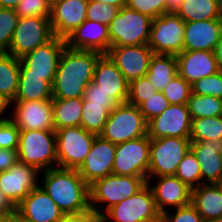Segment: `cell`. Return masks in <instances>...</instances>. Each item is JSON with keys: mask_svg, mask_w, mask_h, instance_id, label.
Returning a JSON list of instances; mask_svg holds the SVG:
<instances>
[{"mask_svg": "<svg viewBox=\"0 0 222 222\" xmlns=\"http://www.w3.org/2000/svg\"><path fill=\"white\" fill-rule=\"evenodd\" d=\"M103 54L96 51L64 48L52 84L53 98H83L93 81L95 66Z\"/></svg>", "mask_w": 222, "mask_h": 222, "instance_id": "1", "label": "cell"}, {"mask_svg": "<svg viewBox=\"0 0 222 222\" xmlns=\"http://www.w3.org/2000/svg\"><path fill=\"white\" fill-rule=\"evenodd\" d=\"M41 187L64 215L91 212L89 185L78 170L55 167L45 170Z\"/></svg>", "mask_w": 222, "mask_h": 222, "instance_id": "2", "label": "cell"}, {"mask_svg": "<svg viewBox=\"0 0 222 222\" xmlns=\"http://www.w3.org/2000/svg\"><path fill=\"white\" fill-rule=\"evenodd\" d=\"M147 180L144 177L109 174L89 185L90 209L95 215H103L109 208L137 193ZM99 204H106L101 212Z\"/></svg>", "mask_w": 222, "mask_h": 222, "instance_id": "3", "label": "cell"}, {"mask_svg": "<svg viewBox=\"0 0 222 222\" xmlns=\"http://www.w3.org/2000/svg\"><path fill=\"white\" fill-rule=\"evenodd\" d=\"M19 162L40 171L57 167L55 130H20Z\"/></svg>", "mask_w": 222, "mask_h": 222, "instance_id": "4", "label": "cell"}, {"mask_svg": "<svg viewBox=\"0 0 222 222\" xmlns=\"http://www.w3.org/2000/svg\"><path fill=\"white\" fill-rule=\"evenodd\" d=\"M99 135L113 144H120L146 136L147 122L139 107L128 102L120 103L109 113Z\"/></svg>", "mask_w": 222, "mask_h": 222, "instance_id": "5", "label": "cell"}, {"mask_svg": "<svg viewBox=\"0 0 222 222\" xmlns=\"http://www.w3.org/2000/svg\"><path fill=\"white\" fill-rule=\"evenodd\" d=\"M152 18L127 6L119 9L108 26L110 47L148 44Z\"/></svg>", "mask_w": 222, "mask_h": 222, "instance_id": "6", "label": "cell"}, {"mask_svg": "<svg viewBox=\"0 0 222 222\" xmlns=\"http://www.w3.org/2000/svg\"><path fill=\"white\" fill-rule=\"evenodd\" d=\"M55 134L57 167L78 170L97 135L86 131L82 126L60 128Z\"/></svg>", "mask_w": 222, "mask_h": 222, "instance_id": "7", "label": "cell"}, {"mask_svg": "<svg viewBox=\"0 0 222 222\" xmlns=\"http://www.w3.org/2000/svg\"><path fill=\"white\" fill-rule=\"evenodd\" d=\"M191 149L190 138H150L149 178L175 175L178 165Z\"/></svg>", "mask_w": 222, "mask_h": 222, "instance_id": "8", "label": "cell"}, {"mask_svg": "<svg viewBox=\"0 0 222 222\" xmlns=\"http://www.w3.org/2000/svg\"><path fill=\"white\" fill-rule=\"evenodd\" d=\"M102 216L106 222L160 221V213L156 209L153 192L148 183L135 195L109 208Z\"/></svg>", "mask_w": 222, "mask_h": 222, "instance_id": "9", "label": "cell"}, {"mask_svg": "<svg viewBox=\"0 0 222 222\" xmlns=\"http://www.w3.org/2000/svg\"><path fill=\"white\" fill-rule=\"evenodd\" d=\"M185 22L176 13L152 19L148 46L154 54L178 55L183 52Z\"/></svg>", "mask_w": 222, "mask_h": 222, "instance_id": "10", "label": "cell"}, {"mask_svg": "<svg viewBox=\"0 0 222 222\" xmlns=\"http://www.w3.org/2000/svg\"><path fill=\"white\" fill-rule=\"evenodd\" d=\"M149 162L150 137L148 135L116 144L112 174L144 177L148 180Z\"/></svg>", "mask_w": 222, "mask_h": 222, "instance_id": "11", "label": "cell"}, {"mask_svg": "<svg viewBox=\"0 0 222 222\" xmlns=\"http://www.w3.org/2000/svg\"><path fill=\"white\" fill-rule=\"evenodd\" d=\"M53 37L49 18L36 16L19 18L6 53L20 59Z\"/></svg>", "mask_w": 222, "mask_h": 222, "instance_id": "12", "label": "cell"}, {"mask_svg": "<svg viewBox=\"0 0 222 222\" xmlns=\"http://www.w3.org/2000/svg\"><path fill=\"white\" fill-rule=\"evenodd\" d=\"M65 47V39L54 36L44 45L20 58L19 74H36L52 85Z\"/></svg>", "mask_w": 222, "mask_h": 222, "instance_id": "13", "label": "cell"}, {"mask_svg": "<svg viewBox=\"0 0 222 222\" xmlns=\"http://www.w3.org/2000/svg\"><path fill=\"white\" fill-rule=\"evenodd\" d=\"M191 129L192 118L187 104H170L163 113L147 123V135L152 139L190 138Z\"/></svg>", "mask_w": 222, "mask_h": 222, "instance_id": "14", "label": "cell"}, {"mask_svg": "<svg viewBox=\"0 0 222 222\" xmlns=\"http://www.w3.org/2000/svg\"><path fill=\"white\" fill-rule=\"evenodd\" d=\"M106 55L117 66L128 83L145 77L154 55L147 44L132 46H113Z\"/></svg>", "mask_w": 222, "mask_h": 222, "instance_id": "15", "label": "cell"}, {"mask_svg": "<svg viewBox=\"0 0 222 222\" xmlns=\"http://www.w3.org/2000/svg\"><path fill=\"white\" fill-rule=\"evenodd\" d=\"M10 120L19 130H55L52 100L13 101Z\"/></svg>", "mask_w": 222, "mask_h": 222, "instance_id": "16", "label": "cell"}, {"mask_svg": "<svg viewBox=\"0 0 222 222\" xmlns=\"http://www.w3.org/2000/svg\"><path fill=\"white\" fill-rule=\"evenodd\" d=\"M38 172L37 168L18 161L8 170L0 172V190L17 206L39 186Z\"/></svg>", "mask_w": 222, "mask_h": 222, "instance_id": "17", "label": "cell"}, {"mask_svg": "<svg viewBox=\"0 0 222 222\" xmlns=\"http://www.w3.org/2000/svg\"><path fill=\"white\" fill-rule=\"evenodd\" d=\"M115 152L116 144L103 139L100 135L95 137L90 152L78 169L80 176L88 185L112 174Z\"/></svg>", "mask_w": 222, "mask_h": 222, "instance_id": "18", "label": "cell"}, {"mask_svg": "<svg viewBox=\"0 0 222 222\" xmlns=\"http://www.w3.org/2000/svg\"><path fill=\"white\" fill-rule=\"evenodd\" d=\"M16 212L23 222H57L65 216L41 186L33 189L16 206Z\"/></svg>", "mask_w": 222, "mask_h": 222, "instance_id": "19", "label": "cell"}, {"mask_svg": "<svg viewBox=\"0 0 222 222\" xmlns=\"http://www.w3.org/2000/svg\"><path fill=\"white\" fill-rule=\"evenodd\" d=\"M88 0H64L51 7L53 35L66 39L87 19Z\"/></svg>", "mask_w": 222, "mask_h": 222, "instance_id": "20", "label": "cell"}, {"mask_svg": "<svg viewBox=\"0 0 222 222\" xmlns=\"http://www.w3.org/2000/svg\"><path fill=\"white\" fill-rule=\"evenodd\" d=\"M156 185L147 180L154 196L157 211L161 214L166 211V206L179 208L191 203L192 189L175 175L158 176ZM153 185V186H151Z\"/></svg>", "mask_w": 222, "mask_h": 222, "instance_id": "21", "label": "cell"}, {"mask_svg": "<svg viewBox=\"0 0 222 222\" xmlns=\"http://www.w3.org/2000/svg\"><path fill=\"white\" fill-rule=\"evenodd\" d=\"M66 46L75 50L96 51L106 54L110 49L108 26L86 19L66 39Z\"/></svg>", "mask_w": 222, "mask_h": 222, "instance_id": "22", "label": "cell"}, {"mask_svg": "<svg viewBox=\"0 0 222 222\" xmlns=\"http://www.w3.org/2000/svg\"><path fill=\"white\" fill-rule=\"evenodd\" d=\"M221 32V18L185 22L183 51H214Z\"/></svg>", "mask_w": 222, "mask_h": 222, "instance_id": "23", "label": "cell"}, {"mask_svg": "<svg viewBox=\"0 0 222 222\" xmlns=\"http://www.w3.org/2000/svg\"><path fill=\"white\" fill-rule=\"evenodd\" d=\"M93 82L118 104L127 102L129 83L106 54L97 61Z\"/></svg>", "mask_w": 222, "mask_h": 222, "instance_id": "24", "label": "cell"}, {"mask_svg": "<svg viewBox=\"0 0 222 222\" xmlns=\"http://www.w3.org/2000/svg\"><path fill=\"white\" fill-rule=\"evenodd\" d=\"M176 58L178 74L191 85L219 71L214 51H183Z\"/></svg>", "mask_w": 222, "mask_h": 222, "instance_id": "25", "label": "cell"}, {"mask_svg": "<svg viewBox=\"0 0 222 222\" xmlns=\"http://www.w3.org/2000/svg\"><path fill=\"white\" fill-rule=\"evenodd\" d=\"M221 148L222 141L220 140L191 142V150L200 166L202 184H215L222 178V165L219 155Z\"/></svg>", "mask_w": 222, "mask_h": 222, "instance_id": "26", "label": "cell"}, {"mask_svg": "<svg viewBox=\"0 0 222 222\" xmlns=\"http://www.w3.org/2000/svg\"><path fill=\"white\" fill-rule=\"evenodd\" d=\"M191 204L205 222L222 216V194L215 184H201L193 188Z\"/></svg>", "mask_w": 222, "mask_h": 222, "instance_id": "27", "label": "cell"}, {"mask_svg": "<svg viewBox=\"0 0 222 222\" xmlns=\"http://www.w3.org/2000/svg\"><path fill=\"white\" fill-rule=\"evenodd\" d=\"M177 74L176 55L154 54L146 77L158 92H162Z\"/></svg>", "mask_w": 222, "mask_h": 222, "instance_id": "28", "label": "cell"}, {"mask_svg": "<svg viewBox=\"0 0 222 222\" xmlns=\"http://www.w3.org/2000/svg\"><path fill=\"white\" fill-rule=\"evenodd\" d=\"M222 3L219 0H184L176 14L184 22L221 18Z\"/></svg>", "mask_w": 222, "mask_h": 222, "instance_id": "29", "label": "cell"}, {"mask_svg": "<svg viewBox=\"0 0 222 222\" xmlns=\"http://www.w3.org/2000/svg\"><path fill=\"white\" fill-rule=\"evenodd\" d=\"M21 60L6 52L0 53V95L13 102L18 93Z\"/></svg>", "mask_w": 222, "mask_h": 222, "instance_id": "30", "label": "cell"}, {"mask_svg": "<svg viewBox=\"0 0 222 222\" xmlns=\"http://www.w3.org/2000/svg\"><path fill=\"white\" fill-rule=\"evenodd\" d=\"M83 98H52L53 122L55 131L60 128L80 126Z\"/></svg>", "mask_w": 222, "mask_h": 222, "instance_id": "31", "label": "cell"}, {"mask_svg": "<svg viewBox=\"0 0 222 222\" xmlns=\"http://www.w3.org/2000/svg\"><path fill=\"white\" fill-rule=\"evenodd\" d=\"M52 85L36 74H19L18 93L14 101L52 100Z\"/></svg>", "mask_w": 222, "mask_h": 222, "instance_id": "32", "label": "cell"}, {"mask_svg": "<svg viewBox=\"0 0 222 222\" xmlns=\"http://www.w3.org/2000/svg\"><path fill=\"white\" fill-rule=\"evenodd\" d=\"M187 107L192 119L222 116V99L191 93Z\"/></svg>", "mask_w": 222, "mask_h": 222, "instance_id": "33", "label": "cell"}, {"mask_svg": "<svg viewBox=\"0 0 222 222\" xmlns=\"http://www.w3.org/2000/svg\"><path fill=\"white\" fill-rule=\"evenodd\" d=\"M191 142L222 141V116L192 119Z\"/></svg>", "mask_w": 222, "mask_h": 222, "instance_id": "34", "label": "cell"}, {"mask_svg": "<svg viewBox=\"0 0 222 222\" xmlns=\"http://www.w3.org/2000/svg\"><path fill=\"white\" fill-rule=\"evenodd\" d=\"M81 125L86 131L99 135L108 120L111 112L105 105L90 104L83 99Z\"/></svg>", "mask_w": 222, "mask_h": 222, "instance_id": "35", "label": "cell"}, {"mask_svg": "<svg viewBox=\"0 0 222 222\" xmlns=\"http://www.w3.org/2000/svg\"><path fill=\"white\" fill-rule=\"evenodd\" d=\"M175 176L191 189L202 184L200 166L191 149L179 163Z\"/></svg>", "mask_w": 222, "mask_h": 222, "instance_id": "36", "label": "cell"}, {"mask_svg": "<svg viewBox=\"0 0 222 222\" xmlns=\"http://www.w3.org/2000/svg\"><path fill=\"white\" fill-rule=\"evenodd\" d=\"M18 20L14 9L0 8V53L9 50Z\"/></svg>", "mask_w": 222, "mask_h": 222, "instance_id": "37", "label": "cell"}, {"mask_svg": "<svg viewBox=\"0 0 222 222\" xmlns=\"http://www.w3.org/2000/svg\"><path fill=\"white\" fill-rule=\"evenodd\" d=\"M162 93L170 104H187L192 93V85L177 74Z\"/></svg>", "mask_w": 222, "mask_h": 222, "instance_id": "38", "label": "cell"}, {"mask_svg": "<svg viewBox=\"0 0 222 222\" xmlns=\"http://www.w3.org/2000/svg\"><path fill=\"white\" fill-rule=\"evenodd\" d=\"M157 92L146 76L141 77L129 83L127 102L139 107Z\"/></svg>", "mask_w": 222, "mask_h": 222, "instance_id": "39", "label": "cell"}, {"mask_svg": "<svg viewBox=\"0 0 222 222\" xmlns=\"http://www.w3.org/2000/svg\"><path fill=\"white\" fill-rule=\"evenodd\" d=\"M119 9V7L107 3L88 0L87 19L109 26L111 21L118 14Z\"/></svg>", "mask_w": 222, "mask_h": 222, "instance_id": "40", "label": "cell"}, {"mask_svg": "<svg viewBox=\"0 0 222 222\" xmlns=\"http://www.w3.org/2000/svg\"><path fill=\"white\" fill-rule=\"evenodd\" d=\"M192 93L222 99V71H218L193 83Z\"/></svg>", "mask_w": 222, "mask_h": 222, "instance_id": "41", "label": "cell"}, {"mask_svg": "<svg viewBox=\"0 0 222 222\" xmlns=\"http://www.w3.org/2000/svg\"><path fill=\"white\" fill-rule=\"evenodd\" d=\"M51 7L48 0H22L15 11L19 18L31 16L50 18Z\"/></svg>", "mask_w": 222, "mask_h": 222, "instance_id": "42", "label": "cell"}, {"mask_svg": "<svg viewBox=\"0 0 222 222\" xmlns=\"http://www.w3.org/2000/svg\"><path fill=\"white\" fill-rule=\"evenodd\" d=\"M170 103L162 92H157L155 95L148 98L139 106L140 112L148 123L151 119L163 113Z\"/></svg>", "mask_w": 222, "mask_h": 222, "instance_id": "43", "label": "cell"}, {"mask_svg": "<svg viewBox=\"0 0 222 222\" xmlns=\"http://www.w3.org/2000/svg\"><path fill=\"white\" fill-rule=\"evenodd\" d=\"M159 222H205L196 208L190 203L189 205L175 208V213L170 215L166 210L160 214Z\"/></svg>", "mask_w": 222, "mask_h": 222, "instance_id": "44", "label": "cell"}, {"mask_svg": "<svg viewBox=\"0 0 222 222\" xmlns=\"http://www.w3.org/2000/svg\"><path fill=\"white\" fill-rule=\"evenodd\" d=\"M126 6L152 19L165 14V0H127Z\"/></svg>", "mask_w": 222, "mask_h": 222, "instance_id": "45", "label": "cell"}, {"mask_svg": "<svg viewBox=\"0 0 222 222\" xmlns=\"http://www.w3.org/2000/svg\"><path fill=\"white\" fill-rule=\"evenodd\" d=\"M83 99L89 101L90 104L105 105L110 111L118 105V103L110 97V94L98 88V85L93 81L86 87Z\"/></svg>", "mask_w": 222, "mask_h": 222, "instance_id": "46", "label": "cell"}, {"mask_svg": "<svg viewBox=\"0 0 222 222\" xmlns=\"http://www.w3.org/2000/svg\"><path fill=\"white\" fill-rule=\"evenodd\" d=\"M20 130L10 120L0 121V148L17 149Z\"/></svg>", "mask_w": 222, "mask_h": 222, "instance_id": "47", "label": "cell"}, {"mask_svg": "<svg viewBox=\"0 0 222 222\" xmlns=\"http://www.w3.org/2000/svg\"><path fill=\"white\" fill-rule=\"evenodd\" d=\"M19 161L17 149L0 148V172L8 170Z\"/></svg>", "mask_w": 222, "mask_h": 222, "instance_id": "48", "label": "cell"}, {"mask_svg": "<svg viewBox=\"0 0 222 222\" xmlns=\"http://www.w3.org/2000/svg\"><path fill=\"white\" fill-rule=\"evenodd\" d=\"M16 212V206L0 190V216H7Z\"/></svg>", "mask_w": 222, "mask_h": 222, "instance_id": "49", "label": "cell"}, {"mask_svg": "<svg viewBox=\"0 0 222 222\" xmlns=\"http://www.w3.org/2000/svg\"><path fill=\"white\" fill-rule=\"evenodd\" d=\"M215 60L219 71H222V32L214 49Z\"/></svg>", "mask_w": 222, "mask_h": 222, "instance_id": "50", "label": "cell"}, {"mask_svg": "<svg viewBox=\"0 0 222 222\" xmlns=\"http://www.w3.org/2000/svg\"><path fill=\"white\" fill-rule=\"evenodd\" d=\"M184 0H165V14L176 13Z\"/></svg>", "mask_w": 222, "mask_h": 222, "instance_id": "51", "label": "cell"}, {"mask_svg": "<svg viewBox=\"0 0 222 222\" xmlns=\"http://www.w3.org/2000/svg\"><path fill=\"white\" fill-rule=\"evenodd\" d=\"M82 222H106L102 215H95L93 212L83 213Z\"/></svg>", "mask_w": 222, "mask_h": 222, "instance_id": "52", "label": "cell"}, {"mask_svg": "<svg viewBox=\"0 0 222 222\" xmlns=\"http://www.w3.org/2000/svg\"><path fill=\"white\" fill-rule=\"evenodd\" d=\"M11 105V102L8 101L4 96L0 95V121H5L10 119V117L8 118H3V116H1V114H4V111Z\"/></svg>", "mask_w": 222, "mask_h": 222, "instance_id": "53", "label": "cell"}, {"mask_svg": "<svg viewBox=\"0 0 222 222\" xmlns=\"http://www.w3.org/2000/svg\"><path fill=\"white\" fill-rule=\"evenodd\" d=\"M22 0H0V8L16 9Z\"/></svg>", "mask_w": 222, "mask_h": 222, "instance_id": "54", "label": "cell"}, {"mask_svg": "<svg viewBox=\"0 0 222 222\" xmlns=\"http://www.w3.org/2000/svg\"><path fill=\"white\" fill-rule=\"evenodd\" d=\"M91 1H96L99 3H107L119 8L125 7L127 4V0H91Z\"/></svg>", "mask_w": 222, "mask_h": 222, "instance_id": "55", "label": "cell"}, {"mask_svg": "<svg viewBox=\"0 0 222 222\" xmlns=\"http://www.w3.org/2000/svg\"><path fill=\"white\" fill-rule=\"evenodd\" d=\"M0 222H23L20 215L15 212L14 214L7 216H0Z\"/></svg>", "mask_w": 222, "mask_h": 222, "instance_id": "56", "label": "cell"}, {"mask_svg": "<svg viewBox=\"0 0 222 222\" xmlns=\"http://www.w3.org/2000/svg\"><path fill=\"white\" fill-rule=\"evenodd\" d=\"M57 222H82V214L65 215L63 218H61Z\"/></svg>", "mask_w": 222, "mask_h": 222, "instance_id": "57", "label": "cell"}, {"mask_svg": "<svg viewBox=\"0 0 222 222\" xmlns=\"http://www.w3.org/2000/svg\"><path fill=\"white\" fill-rule=\"evenodd\" d=\"M215 185L218 187L220 193L222 194V178L216 182Z\"/></svg>", "mask_w": 222, "mask_h": 222, "instance_id": "58", "label": "cell"}, {"mask_svg": "<svg viewBox=\"0 0 222 222\" xmlns=\"http://www.w3.org/2000/svg\"><path fill=\"white\" fill-rule=\"evenodd\" d=\"M48 1H49L50 5L53 6L54 4L64 1V0H48Z\"/></svg>", "mask_w": 222, "mask_h": 222, "instance_id": "59", "label": "cell"}, {"mask_svg": "<svg viewBox=\"0 0 222 222\" xmlns=\"http://www.w3.org/2000/svg\"><path fill=\"white\" fill-rule=\"evenodd\" d=\"M209 222H222V216L219 217L218 219H214V220H211Z\"/></svg>", "mask_w": 222, "mask_h": 222, "instance_id": "60", "label": "cell"}, {"mask_svg": "<svg viewBox=\"0 0 222 222\" xmlns=\"http://www.w3.org/2000/svg\"><path fill=\"white\" fill-rule=\"evenodd\" d=\"M219 155H220V162H221V165H222V148L219 151Z\"/></svg>", "mask_w": 222, "mask_h": 222, "instance_id": "61", "label": "cell"}]
</instances>
